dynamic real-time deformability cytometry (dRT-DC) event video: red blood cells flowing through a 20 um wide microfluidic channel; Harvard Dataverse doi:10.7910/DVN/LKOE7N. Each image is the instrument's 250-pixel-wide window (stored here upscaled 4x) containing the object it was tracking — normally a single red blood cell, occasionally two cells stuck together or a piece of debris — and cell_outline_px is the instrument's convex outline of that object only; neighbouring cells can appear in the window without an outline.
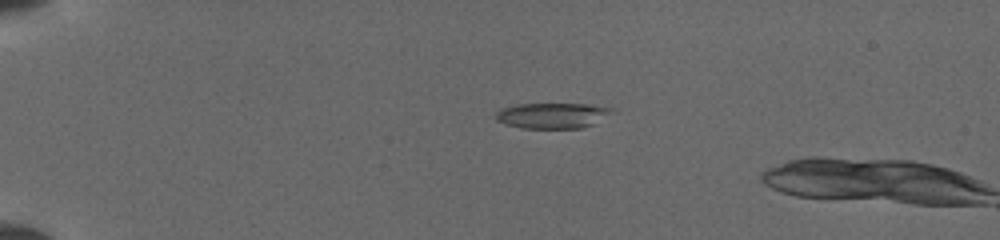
{"species": "common noctule bat (a hibernating species)", "species_latin": "Nyctalus noctula", "temperature_condition": "cold", "stored_images_in_passage": 19, "camera_frame_rate_fps": 3000, "um_per_image_px": 0.085, "animal": {"sex": "female", "body_mass_g": 19.5, "forearm_length_mm": 54.1}, "frame": {"image": 1, "passage_image": 7, "time_ms": 1.0, "image_size_px": [1000, 240], "cell_outline_px": [[616, 112], [592, 124], [580, 128], [520, 128], [504, 124], [496, 120], [496, 112], [500, 108], [516, 104], [588, 104], [616, 108]], "centroid_in_image_um": [46.96, 9.81], "position_along_channel_um": 38.0, "area_um2": 17.51}}